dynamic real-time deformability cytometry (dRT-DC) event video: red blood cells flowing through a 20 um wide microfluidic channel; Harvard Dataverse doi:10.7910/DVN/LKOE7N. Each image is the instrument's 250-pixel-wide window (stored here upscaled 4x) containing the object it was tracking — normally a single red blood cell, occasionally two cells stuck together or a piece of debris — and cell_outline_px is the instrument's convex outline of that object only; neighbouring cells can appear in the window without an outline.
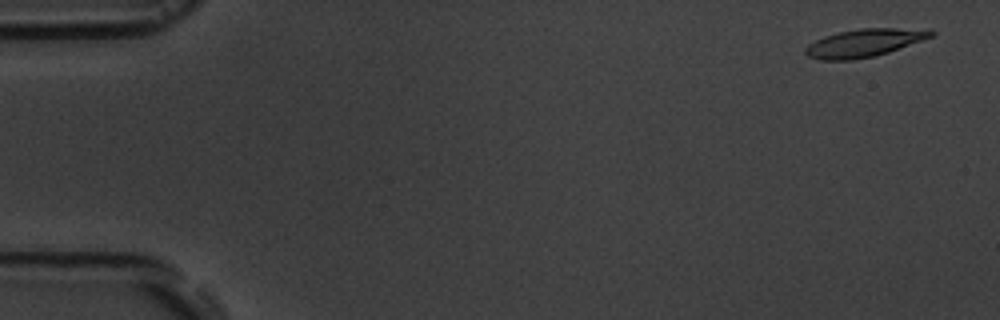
{"species": "common noctule bat (a hibernating species)", "species_latin": "Nyctalus noctula", "temperature_condition": "room temperature", "stored_images_in_passage": 5, "camera_frame_rate_fps": 3000, "um_per_image_px": 0.085, "animal": {"sex": "male", "body_mass_g": 19.5, "forearm_length_mm": 54.6}, "frame": {"image": 1, "passage_image": 1, "time_ms": 0.0, "image_size_px": [1000, 320], "cell_outline_px": [[936, 32], [932, 36], [924, 40], [876, 56], [852, 60], [820, 60], [808, 56], [804, 52], [804, 48], [808, 44], [824, 36], [840, 32], [860, 28], [932, 28]], "centroid_in_image_um": [73.51, 3.64], "position_along_channel_um": 11.5, "area_um2": 20.69}}
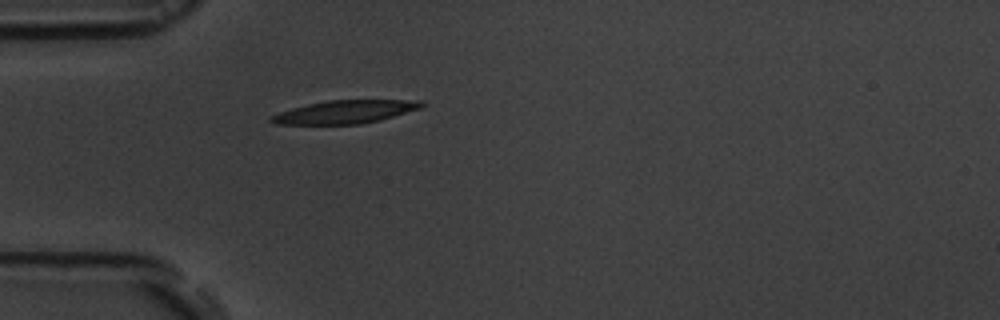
{"frame": {"image": 2, "passage_image": 5, "time_ms": 4.667, "image_size_px": [1000, 320], "cell_outline_px": [[424, 104], [420, 108], [380, 120], [360, 124], [276, 124], [268, 120], [268, 116], [292, 108], [308, 104], [328, 100], [424, 100]], "centroid_in_image_um": [29.31, 9.51], "position_along_channel_um": 55.7, "area_um2": 20.17}}